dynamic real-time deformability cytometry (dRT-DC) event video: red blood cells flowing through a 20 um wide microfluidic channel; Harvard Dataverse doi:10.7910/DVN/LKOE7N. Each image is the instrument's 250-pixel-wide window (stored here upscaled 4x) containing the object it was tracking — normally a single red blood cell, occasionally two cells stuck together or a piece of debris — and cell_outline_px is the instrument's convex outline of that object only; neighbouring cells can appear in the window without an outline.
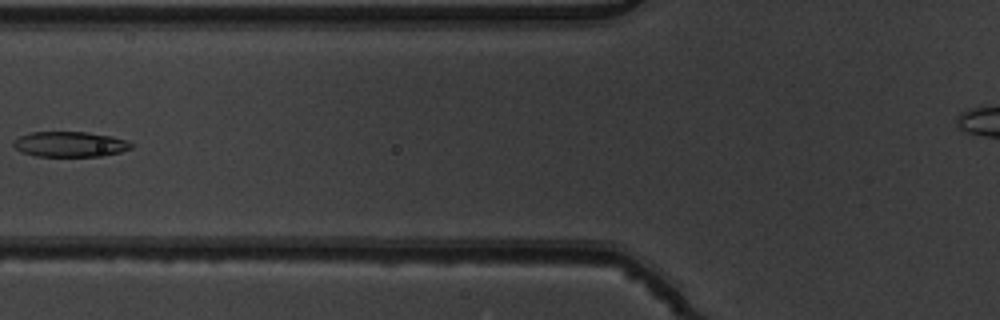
{"species": "common noctule bat (a hibernating species)", "species_latin": "Nyctalus noctula", "temperature_condition": "warm", "stored_images_in_passage": 6, "camera_frame_rate_fps": 3000, "um_per_image_px": 0.085, "animal": {"sex": "male", "body_mass_g": 19.5, "forearm_length_mm": 54.6}, "frame": {"image": 1, "passage_image": 4, "time_ms": 1.0, "image_size_px": [1000, 320], "cell_outline_px": [[132, 148], [120, 152], [100, 156], [36, 156], [20, 152], [12, 144], [12, 140], [20, 136], [32, 132], [84, 132], [112, 136], [124, 140], [132, 144]], "centroid_in_image_um": [5.9, 12.26], "position_along_channel_um": 119.9, "area_um2": 17.28}}
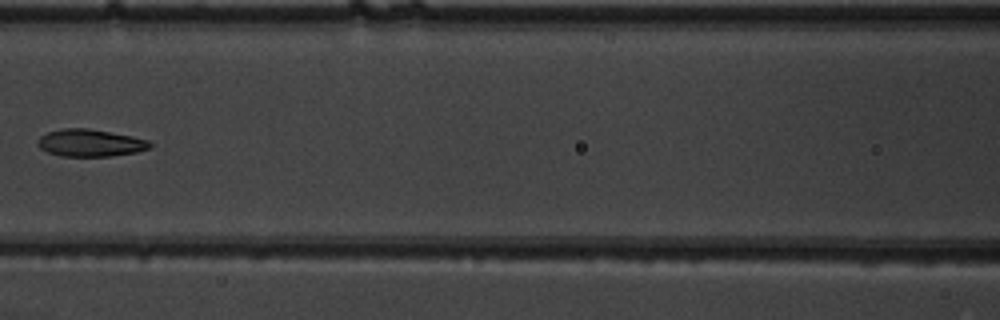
{"frame": {"image": 2, "passage_image": 5, "time_ms": 1.333, "image_size_px": [1000, 320], "cell_outline_px": [[152, 144], [148, 148], [136, 152], [112, 156], [60, 156], [48, 152], [40, 148], [36, 144], [36, 140], [40, 136], [48, 132], [64, 128], [88, 128], [132, 136], [148, 140]], "centroid_in_image_um": [7.63, 12.14], "position_along_channel_um": 159.0, "area_um2": 17.8}}
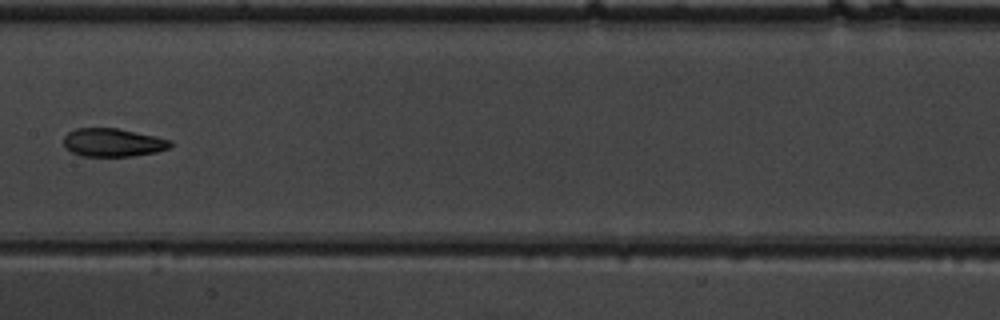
{"frame": {"image": 3, "passage_image": 6, "time_ms": 1.667, "image_size_px": [1000, 320], "cell_outline_px": [[172, 144], [168, 148], [156, 152], [132, 156], [80, 156], [72, 152], [64, 144], [64, 136], [68, 132], [76, 128], [116, 128], [156, 136], [172, 140]], "centroid_in_image_um": [9.6, 12.11], "position_along_channel_um": 197.8, "area_um2": 17.51}}